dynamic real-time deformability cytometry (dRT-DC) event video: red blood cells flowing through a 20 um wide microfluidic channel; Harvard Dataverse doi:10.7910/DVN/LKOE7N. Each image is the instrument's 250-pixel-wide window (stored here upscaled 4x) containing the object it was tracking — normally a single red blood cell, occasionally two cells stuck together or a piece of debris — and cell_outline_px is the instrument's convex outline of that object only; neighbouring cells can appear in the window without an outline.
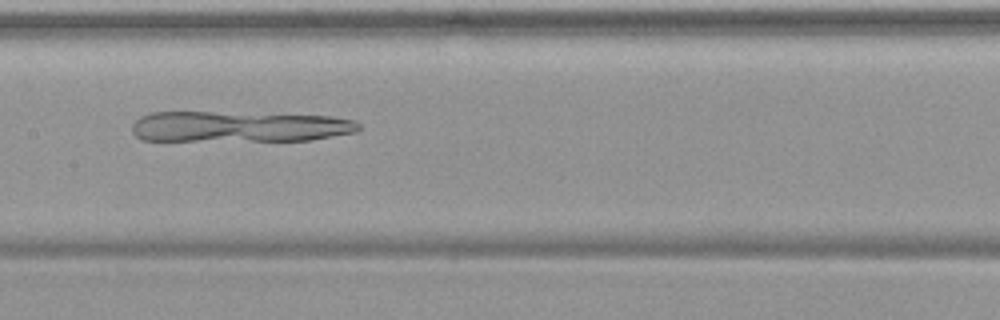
{"species": "common noctule bat (a hibernating species)", "species_latin": "Nyctalus noctula", "temperature_condition": "warm", "stored_images_in_passage": 36, "camera_frame_rate_fps": 3000, "um_per_image_px": 0.085, "animal": {"sex": "female", "body_mass_g": 19.9}, "frame": {"image": 1, "passage_image": 10, "time_ms": 3.0, "image_size_px": [1000, 320], "cell_outline_px": [[360, 128], [356, 132], [312, 140], [140, 140], [132, 132], [132, 124], [140, 116], [152, 112], [212, 112], [332, 116], [356, 120], [360, 124]], "centroid_in_image_um": [20.34, 10.76], "position_along_channel_um": 187.1, "area_um2": 40.63}}
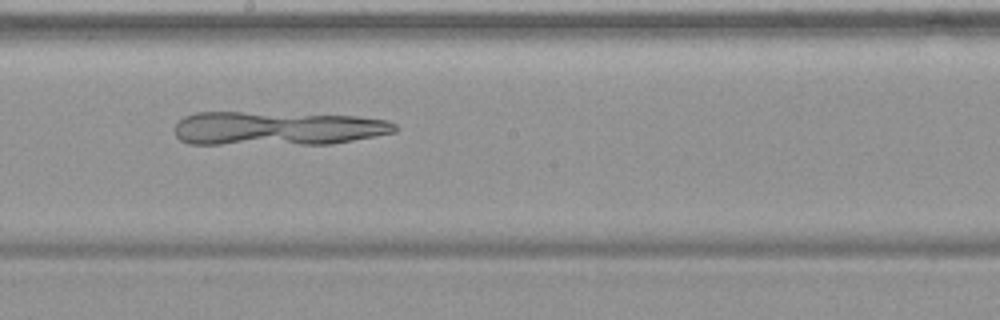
{"frame": {"image": 2, "passage_image": 13, "time_ms": 4.0, "image_size_px": [1000, 320], "cell_outline_px": [[400, 128], [396, 132], [376, 136], [332, 144], [188, 144], [180, 140], [176, 136], [176, 124], [184, 116], [196, 112], [240, 112], [360, 116], [388, 120], [396, 124]], "centroid_in_image_um": [23.61, 10.92], "position_along_channel_um": 224.6, "area_um2": 43.81}}
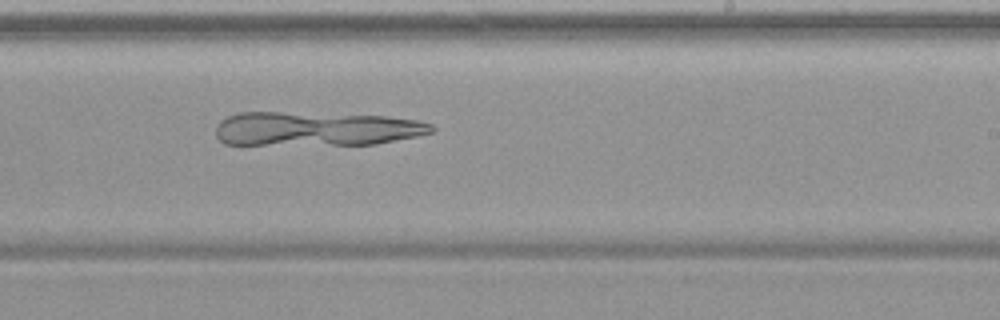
{"frame": {"image": 3, "passage_image": 16, "time_ms": 5.0, "image_size_px": [1000, 320], "cell_outline_px": [[436, 132], [420, 136], [376, 144], [224, 144], [216, 136], [216, 124], [220, 120], [228, 116], [240, 112], [280, 112], [384, 116], [420, 120], [432, 124], [436, 128]], "centroid_in_image_um": [26.92, 10.94], "position_along_channel_um": 262.1, "area_um2": 43.06}}